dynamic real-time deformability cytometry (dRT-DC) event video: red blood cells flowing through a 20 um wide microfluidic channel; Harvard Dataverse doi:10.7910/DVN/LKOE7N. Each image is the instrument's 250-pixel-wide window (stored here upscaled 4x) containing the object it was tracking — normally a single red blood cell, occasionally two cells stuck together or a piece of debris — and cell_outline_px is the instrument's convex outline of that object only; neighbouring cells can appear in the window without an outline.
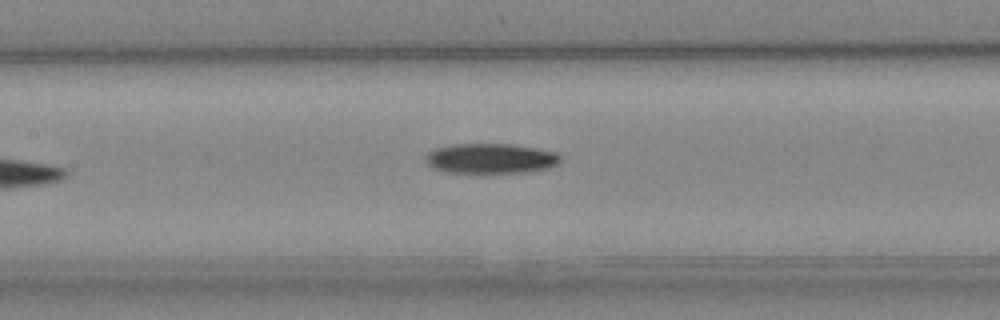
{"species": "Egyptian fruit bat (a non-hibernating species)", "species_latin": "Rousettus aegyptiacus", "temperature_condition": "cold", "stored_images_in_passage": 6, "camera_frame_rate_fps": 3000, "um_per_image_px": 0.085, "animal": {"sex": "female"}, "frame": {"image": 1, "passage_image": 6, "time_ms": 6.667, "image_size_px": [1000, 320], "cell_outline_px": [[560, 160], [556, 164], [548, 168], [524, 172], [444, 172], [432, 168], [424, 160], [428, 152], [432, 148], [452, 144], [512, 144], [536, 148], [556, 152], [560, 156]], "centroid_in_image_um": [41.65, 13.46], "position_along_channel_um": 165.8, "area_um2": 23.58}}